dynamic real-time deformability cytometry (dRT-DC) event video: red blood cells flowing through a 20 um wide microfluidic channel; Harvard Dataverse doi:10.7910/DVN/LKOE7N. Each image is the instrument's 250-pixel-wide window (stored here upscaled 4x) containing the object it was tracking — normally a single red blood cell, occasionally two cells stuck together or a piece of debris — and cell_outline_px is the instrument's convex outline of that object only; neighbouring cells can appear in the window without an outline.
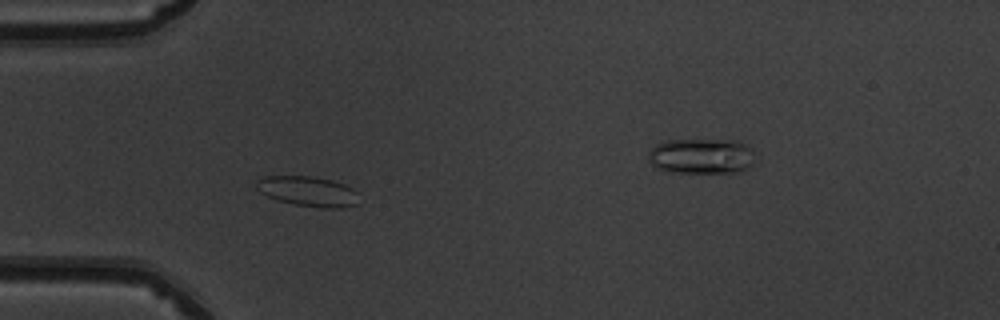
{"species": "common noctule bat (a hibernating species)", "species_latin": "Nyctalus noctula", "temperature_condition": "warm", "stored_images_in_passage": 39, "camera_frame_rate_fps": 3000, "um_per_image_px": 0.085, "animal": {"sex": "male", "body_mass_g": 19.5, "forearm_length_mm": 54.6}, "frame": {"image": 1, "passage_image": 3, "time_ms": 0.667, "image_size_px": [1000, 320], "cell_outline_px": [[356, 204], [340, 208], [320, 208], [292, 204], [276, 200], [260, 192], [256, 188], [256, 180], [264, 176], [312, 176], [332, 180], [344, 184], [352, 188], [356, 192]], "centroid_in_image_um": [26.13, 16.26], "position_along_channel_um": 58.9, "area_um2": 17.98}}
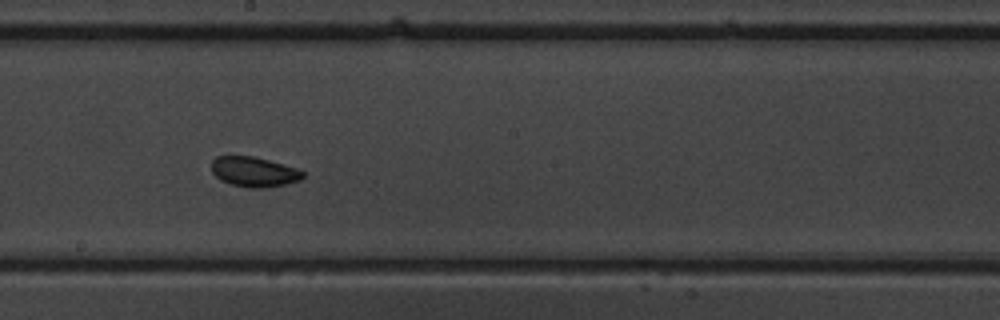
{"frame": {"image": 2, "passage_image": 16, "time_ms": 5.0, "image_size_px": [1000, 320], "cell_outline_px": [[304, 176], [300, 180], [284, 184], [264, 188], [248, 188], [232, 184], [220, 180], [212, 172], [212, 160], [216, 156], [252, 156], [268, 160], [296, 168], [304, 172]], "centroid_in_image_um": [21.57, 14.6], "position_along_channel_um": 226.6, "area_um2": 15.84}}
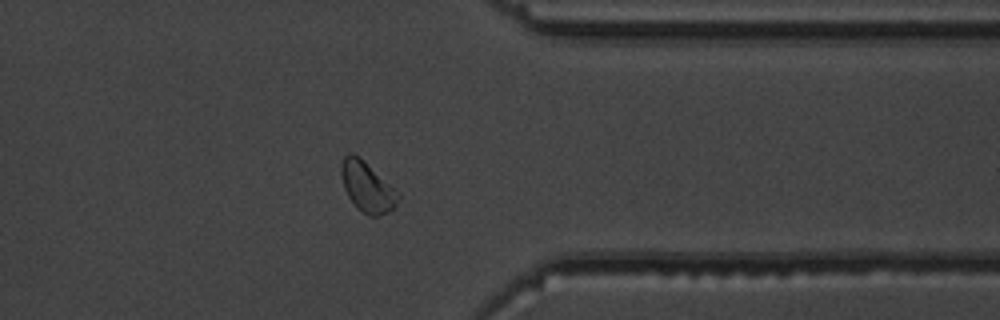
{"frame": {"image": 3, "passage_image": 28, "time_ms": 9.0, "image_size_px": [1000, 320], "cell_outline_px": [[400, 196], [396, 204], [388, 212], [376, 216], [372, 216], [364, 212], [348, 196], [344, 188], [340, 176], [340, 164], [344, 156], [348, 152], [352, 152], [360, 156], [400, 192]], "centroid_in_image_um": [31.21, 15.81], "position_along_channel_um": 380.2, "area_um2": 16.7}, "authors_computed_cell_mechanics": {"area_um2": 16.4152, "velocity_mm_per_s": 3.9919, "shape_relaxation_time_tau1_ms": 4.3394, "shape_relaxation_time_tau2_ms": 0.9612, "deformation_change_tau1": 0.0631, "deformation_change_tau2": 0.0435}}